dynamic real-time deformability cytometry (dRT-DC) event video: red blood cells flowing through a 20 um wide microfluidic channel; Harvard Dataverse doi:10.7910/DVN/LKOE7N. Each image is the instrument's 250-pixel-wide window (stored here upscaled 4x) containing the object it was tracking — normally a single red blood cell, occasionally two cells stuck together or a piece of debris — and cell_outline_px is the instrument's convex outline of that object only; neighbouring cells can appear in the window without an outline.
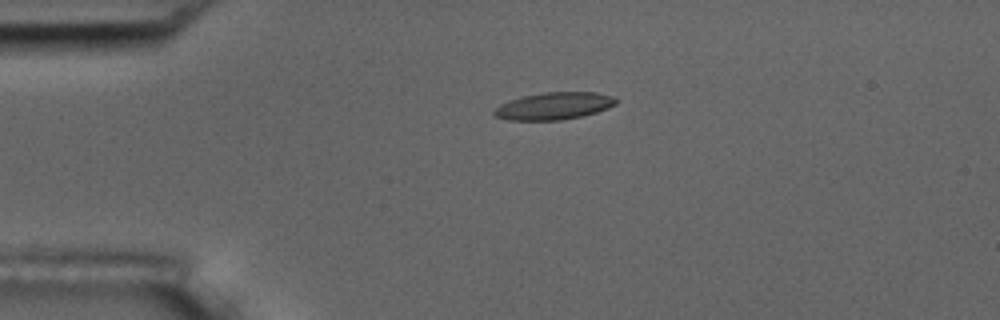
{"species": "common noctule bat (a hibernating species)", "species_latin": "Nyctalus noctula", "temperature_condition": "room temperature", "stored_images_in_passage": 4, "camera_frame_rate_fps": 3000, "um_per_image_px": 0.085, "animal": {"sex": "male", "body_mass_g": 17.5, "forearm_length_mm": 52.3}, "frame": {"image": 1, "passage_image": 3, "time_ms": 2.333, "image_size_px": [1000, 320], "cell_outline_px": [[620, 100], [616, 104], [608, 108], [596, 112], [580, 116], [560, 120], [508, 120], [496, 116], [492, 112], [500, 104], [524, 96], [544, 92], [596, 92], [612, 96]], "centroid_in_image_um": [47.12, 9.0], "position_along_channel_um": 37.9, "area_um2": 19.19}}